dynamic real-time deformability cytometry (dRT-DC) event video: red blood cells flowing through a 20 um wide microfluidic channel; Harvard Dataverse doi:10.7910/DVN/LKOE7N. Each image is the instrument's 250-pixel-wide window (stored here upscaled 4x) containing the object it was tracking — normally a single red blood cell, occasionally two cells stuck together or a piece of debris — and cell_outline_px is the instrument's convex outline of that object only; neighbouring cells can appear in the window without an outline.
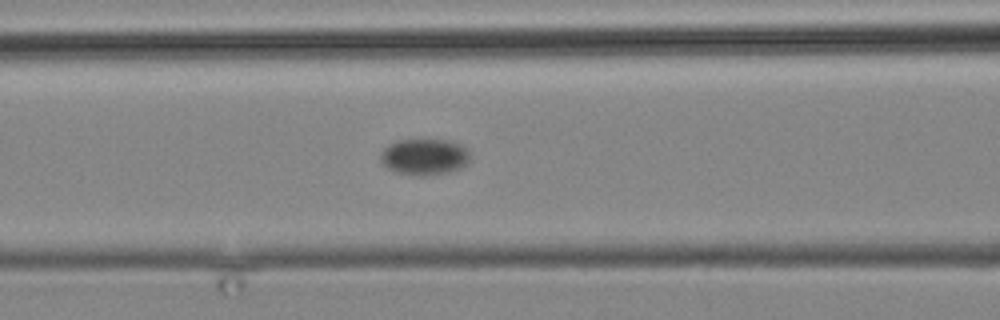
{"species": "common noctule bat (a hibernating species)", "species_latin": "Nyctalus noctula", "temperature_condition": "cold", "stored_images_in_passage": 4, "camera_frame_rate_fps": 3000, "um_per_image_px": 0.085, "animal": {"sex": "male", "body_mass_g": 19.2, "forearm_length_mm": 51.8}, "frame": {"image": 1, "passage_image": 4, "time_ms": 3.333, "image_size_px": [1000, 320], "cell_outline_px": [[468, 164], [460, 168], [448, 172], [424, 176], [420, 176], [396, 172], [388, 168], [380, 160], [380, 152], [388, 144], [396, 140], [448, 140], [460, 144], [468, 148]], "centroid_in_image_um": [36.06, 13.32], "position_along_channel_um": 130.5, "area_um2": 18.96}}